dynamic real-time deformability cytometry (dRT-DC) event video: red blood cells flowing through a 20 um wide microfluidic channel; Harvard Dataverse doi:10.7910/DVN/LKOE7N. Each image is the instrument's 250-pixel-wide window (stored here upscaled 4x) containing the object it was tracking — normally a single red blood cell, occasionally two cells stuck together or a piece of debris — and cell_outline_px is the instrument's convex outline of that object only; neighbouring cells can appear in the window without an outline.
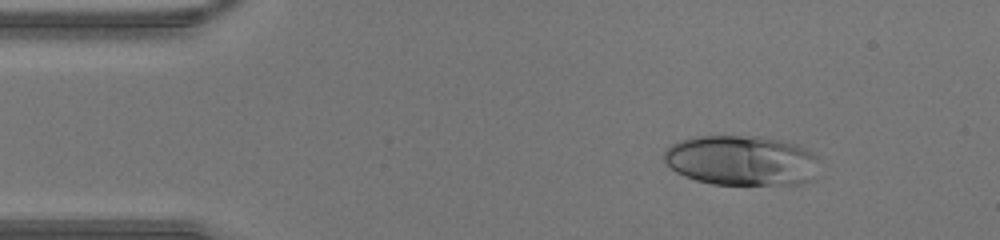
{"species": "human", "species_latin": "Homo sapiens", "temperature_condition": "warm", "stored_images_in_passage": 39, "camera_frame_rate_fps": 3000, "um_per_image_px": 0.085, "donor": {"sex": "male"}, "frame": {"image": 1, "passage_image": 1, "time_ms": 0.0, "image_size_px": [1000, 240], "cell_outline_px": [[820, 160], [816, 180], [800, 184], [712, 184], [696, 180], [684, 176], [676, 172], [660, 156], [664, 148], [680, 140], [696, 136], [760, 136], [784, 140], [800, 144], [808, 148]], "centroid_in_image_um": [63.09, 13.63], "position_along_channel_um": 21.9, "area_um2": 46.41}}
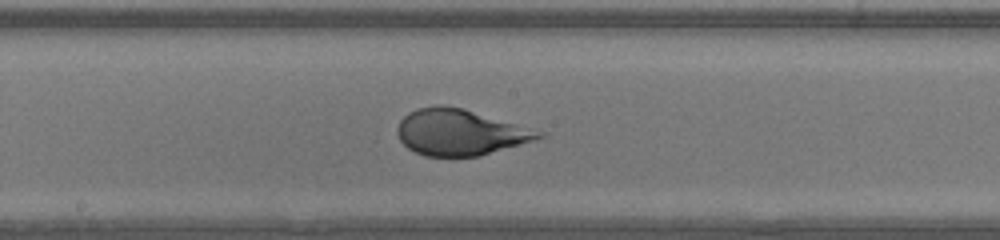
{"frame": {"image": 2, "passage_image": 18, "time_ms": 5.667, "image_size_px": [1000, 240], "cell_outline_px": [[548, 132], [544, 136], [520, 144], [480, 156], [424, 156], [408, 148], [400, 140], [396, 132], [396, 128], [400, 120], [408, 112], [416, 108], [436, 104], [444, 104], [464, 108]], "centroid_in_image_um": [39.1, 11.22], "position_along_channel_um": 209.1, "area_um2": 38.32}}
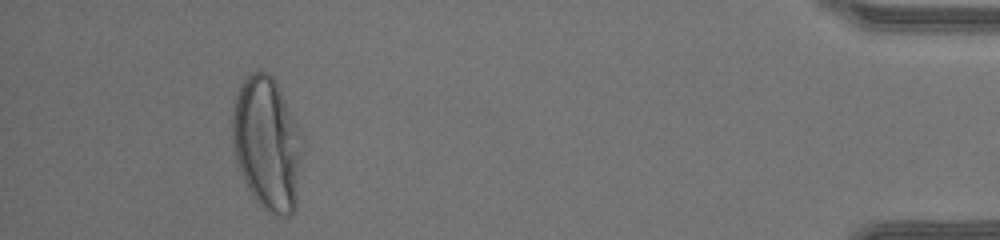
{"frame": {"image": 3, "passage_image": 36, "time_ms": 11.667, "image_size_px": [1000, 240], "cell_outline_px": [[300, 156], [296, 208], [292, 216], [272, 216], [256, 200], [248, 188], [244, 180], [236, 160], [232, 144], [232, 112], [236, 92], [244, 80], [252, 72], [260, 68], [268, 72], [272, 76], [300, 128]], "centroid_in_image_um": [22.68, 12.2], "position_along_channel_um": 412.5, "area_um2": 54.22}}